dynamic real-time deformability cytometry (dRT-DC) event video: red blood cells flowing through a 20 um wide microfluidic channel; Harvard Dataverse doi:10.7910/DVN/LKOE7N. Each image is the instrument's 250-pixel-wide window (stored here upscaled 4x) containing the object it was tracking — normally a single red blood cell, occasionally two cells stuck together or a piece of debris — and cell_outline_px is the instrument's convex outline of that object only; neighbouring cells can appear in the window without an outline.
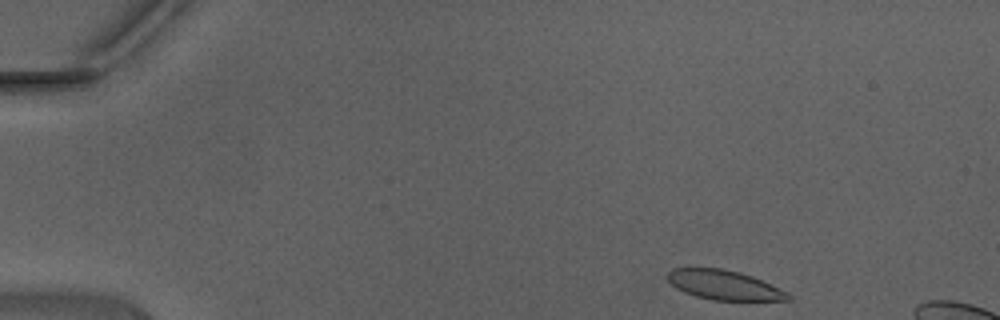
{"species": "Egyptian fruit bat (a non-hibernating species)", "species_latin": "Rousettus aegyptiacus", "temperature_condition": "warm", "stored_images_in_passage": 8, "camera_frame_rate_fps": 3000, "um_per_image_px": 0.085, "animal": {"sex": "male"}, "frame": {"image": 1, "passage_image": 1, "time_ms": 0.0, "image_size_px": [1000, 320], "cell_outline_px": [[792, 300], [712, 300], [696, 296], [684, 292], [676, 288], [668, 280], [668, 272], [672, 268], [720, 268], [740, 272], [752, 276], [788, 292], [792, 296]], "centroid_in_image_um": [61.56, 24.23], "position_along_channel_um": 23.4, "area_um2": 20.63}}